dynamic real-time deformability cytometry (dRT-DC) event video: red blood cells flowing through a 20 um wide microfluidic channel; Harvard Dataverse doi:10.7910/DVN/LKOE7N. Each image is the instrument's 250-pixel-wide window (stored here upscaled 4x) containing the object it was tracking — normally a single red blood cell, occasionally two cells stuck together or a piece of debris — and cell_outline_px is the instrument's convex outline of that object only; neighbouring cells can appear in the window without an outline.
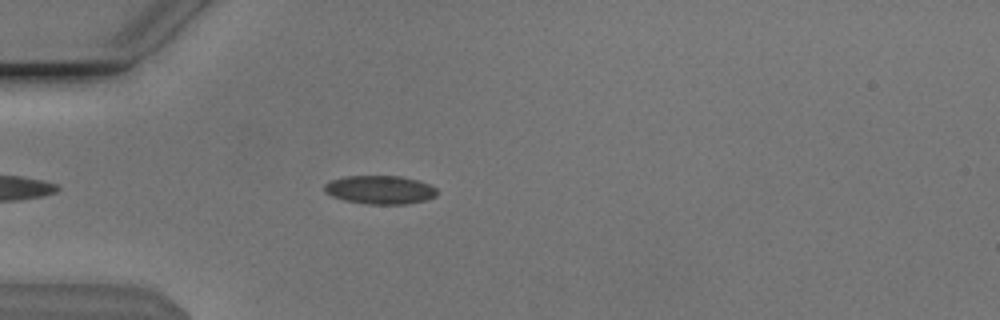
{"species": "Egyptian fruit bat (a non-hibernating species)", "species_latin": "Rousettus aegyptiacus", "temperature_condition": "cold", "stored_images_in_passage": 27, "camera_frame_rate_fps": 3000, "um_per_image_px": 0.085, "animal": {"sex": "male"}, "frame": {"image": 1, "passage_image": 6, "time_ms": 1.667, "image_size_px": [1000, 320], "cell_outline_px": [[440, 192], [436, 196], [428, 200], [408, 204], [368, 204], [344, 200], [332, 196], [324, 192], [324, 184], [332, 180], [344, 176], [400, 176], [420, 180], [436, 188]], "centroid_in_image_um": [32.34, 16.13], "position_along_channel_um": 52.7, "area_um2": 18.96}}
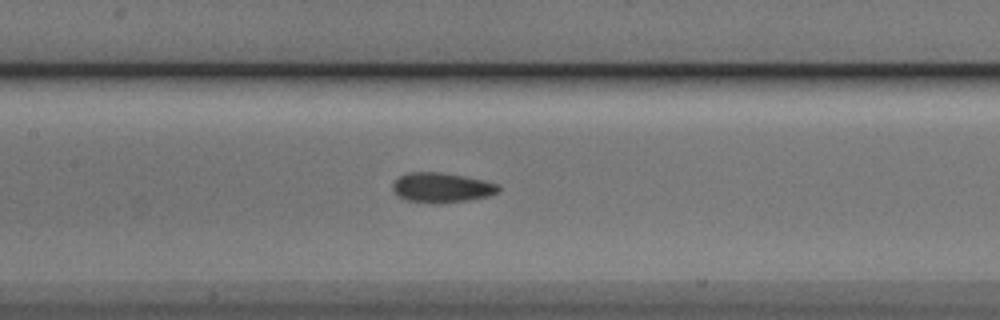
{"frame": {"image": 2, "passage_image": 16, "time_ms": 5.0, "image_size_px": [1000, 320], "cell_outline_px": [[500, 192], [488, 196], [468, 200], [440, 204], [432, 204], [404, 200], [396, 196], [392, 188], [392, 184], [400, 176], [408, 172], [440, 172], [464, 176], [484, 180], [496, 184], [500, 188]], "centroid_in_image_um": [37.51, 15.96], "position_along_channel_um": 169.9, "area_um2": 18.67}}
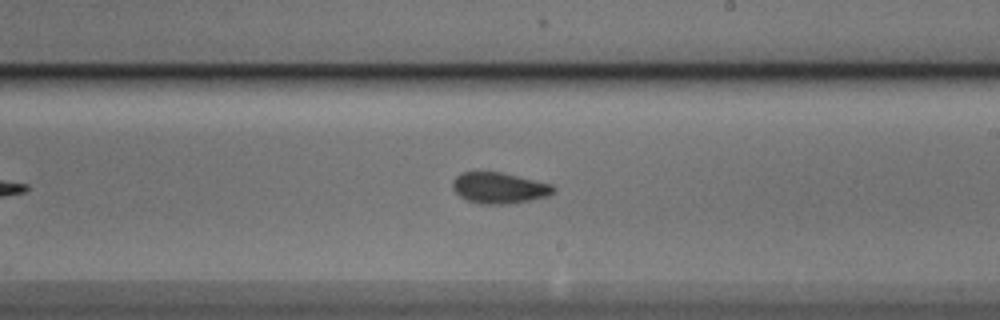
{"frame": {"image": 3, "passage_image": 22, "time_ms": 7.0, "image_size_px": [1000, 320], "cell_outline_px": [[556, 188], [548, 196], [508, 204], [480, 204], [468, 200], [460, 196], [452, 188], [452, 180], [456, 176], [464, 172], [500, 172], [552, 184]], "centroid_in_image_um": [42.41, 15.97], "position_along_channel_um": 246.6, "area_um2": 18.03}}